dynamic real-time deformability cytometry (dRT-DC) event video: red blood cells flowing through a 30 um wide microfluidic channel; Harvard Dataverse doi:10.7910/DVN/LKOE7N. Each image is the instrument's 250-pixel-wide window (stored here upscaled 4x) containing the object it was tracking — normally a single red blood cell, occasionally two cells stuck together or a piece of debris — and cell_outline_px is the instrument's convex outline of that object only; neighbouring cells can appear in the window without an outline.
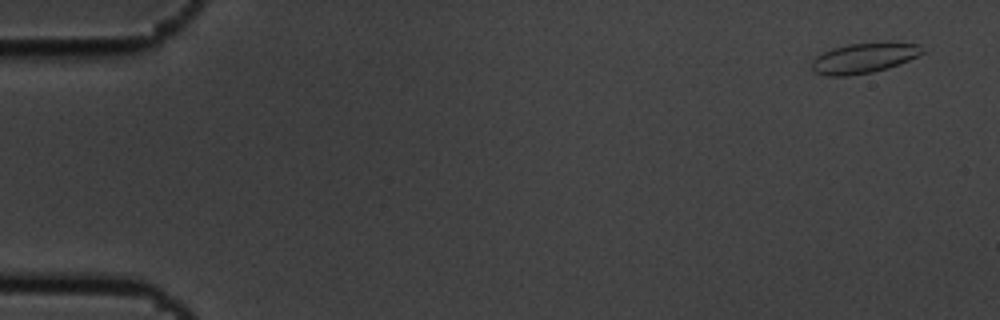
{"species": "common noctule bat (a hibernating species)", "species_latin": "Nyctalus noctula", "temperature_condition": "cold", "stored_images_in_passage": 5, "camera_frame_rate_fps": 3000, "um_per_image_px": 0.085, "animal": {"sex": "male", "body_mass_g": 19.5, "forearm_length_mm": 54.6}, "frame": {"image": 1, "passage_image": 1, "time_ms": 0.0, "image_size_px": [1000, 320], "cell_outline_px": [[924, 52], [908, 60], [888, 68], [872, 72], [848, 76], [828, 76], [812, 72], [812, 60], [816, 56], [832, 48], [848, 44], [888, 40], [920, 44]], "centroid_in_image_um": [73.44, 4.9], "position_along_channel_um": 11.6, "area_um2": 19.94}}